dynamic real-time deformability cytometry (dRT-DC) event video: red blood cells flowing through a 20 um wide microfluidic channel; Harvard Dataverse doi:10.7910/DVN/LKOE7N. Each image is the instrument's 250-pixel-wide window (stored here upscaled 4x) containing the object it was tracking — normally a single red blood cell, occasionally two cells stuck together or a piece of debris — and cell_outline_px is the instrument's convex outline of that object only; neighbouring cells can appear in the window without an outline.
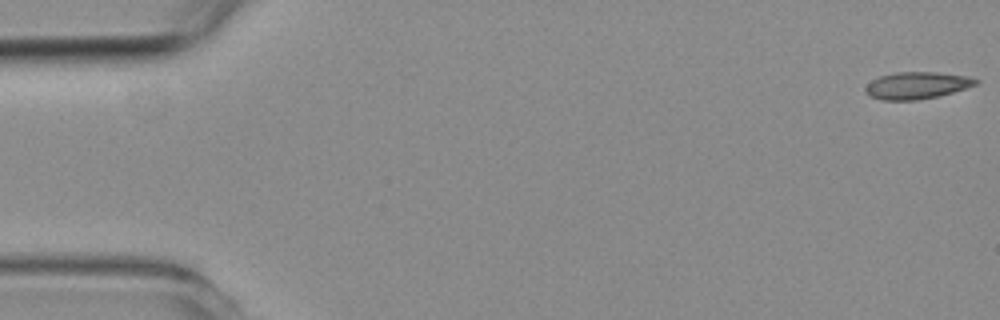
{"species": "common noctule bat (a hibernating species)", "species_latin": "Nyctalus noctula", "temperature_condition": "room temperature", "stored_images_in_passage": 5, "camera_frame_rate_fps": 3000, "um_per_image_px": 0.085, "animal": {"sex": "female", "body_mass_g": 19.3, "forearm_length_mm": 54.1}, "frame": {"image": 1, "passage_image": 1, "time_ms": 0.0, "image_size_px": [1000, 320], "cell_outline_px": [[980, 80], [976, 84], [952, 92], [936, 96], [916, 100], [884, 100], [868, 96], [864, 92], [864, 88], [872, 80], [880, 76], [896, 72], [936, 72], [968, 76]], "centroid_in_image_um": [77.89, 7.25], "position_along_channel_um": 7.1, "area_um2": 17.22}}
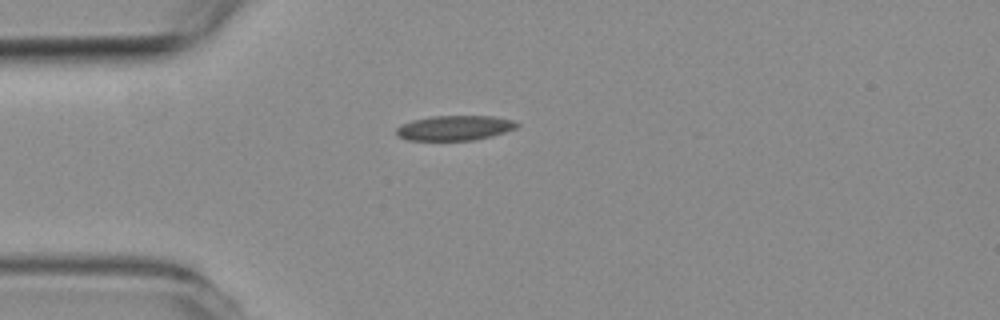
{"frame": {"image": 2, "passage_image": 5, "time_ms": 4.667, "image_size_px": [1000, 320], "cell_outline_px": [[520, 124], [516, 128], [492, 136], [472, 140], [408, 140], [400, 136], [396, 132], [396, 128], [400, 124], [412, 120], [432, 116], [492, 116], [512, 120]], "centroid_in_image_um": [38.64, 10.87], "position_along_channel_um": 46.4, "area_um2": 17.4}}